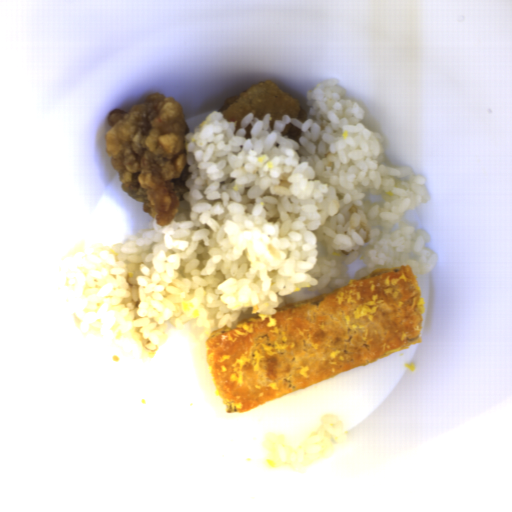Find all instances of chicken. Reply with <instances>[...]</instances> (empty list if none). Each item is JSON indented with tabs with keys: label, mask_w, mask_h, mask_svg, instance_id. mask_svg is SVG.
<instances>
[{
	"label": "chicken",
	"mask_w": 512,
	"mask_h": 512,
	"mask_svg": "<svg viewBox=\"0 0 512 512\" xmlns=\"http://www.w3.org/2000/svg\"><path fill=\"white\" fill-rule=\"evenodd\" d=\"M218 112L228 122H236L235 130L250 112H254L255 118L261 121L269 113L271 121L268 125L272 129L274 121H280L283 116L300 122H306L308 118V112L300 106L297 98L281 89L272 80L257 82L237 96L224 99Z\"/></svg>",
	"instance_id": "52989762"
},
{
	"label": "chicken",
	"mask_w": 512,
	"mask_h": 512,
	"mask_svg": "<svg viewBox=\"0 0 512 512\" xmlns=\"http://www.w3.org/2000/svg\"><path fill=\"white\" fill-rule=\"evenodd\" d=\"M105 151L118 171L124 192L142 202L151 222L167 225L176 215L185 183L192 175L185 136L190 133L182 106L153 93L128 112H109Z\"/></svg>",
	"instance_id": "ae283196"
}]
</instances>
